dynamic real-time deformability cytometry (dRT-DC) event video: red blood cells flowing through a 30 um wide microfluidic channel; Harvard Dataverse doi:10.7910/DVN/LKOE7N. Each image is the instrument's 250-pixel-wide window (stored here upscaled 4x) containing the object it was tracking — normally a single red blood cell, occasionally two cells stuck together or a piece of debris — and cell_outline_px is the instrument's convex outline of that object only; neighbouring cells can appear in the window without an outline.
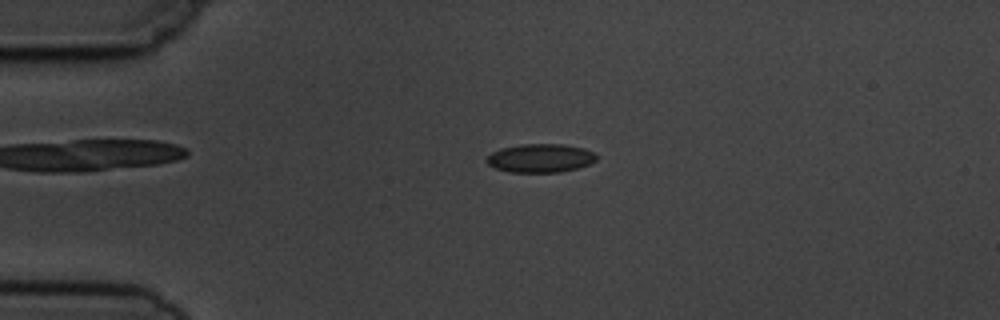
{"species": "common noctule bat (a hibernating species)", "species_latin": "Nyctalus noctula", "temperature_condition": "cold", "stored_images_in_passage": 3, "camera_frame_rate_fps": 3000, "um_per_image_px": 0.085, "animal": {"sex": "male", "body_mass_g": 19.5, "forearm_length_mm": 54.6}, "frame": {"image": 1, "passage_image": 2, "time_ms": 2.0, "image_size_px": [1000, 320], "cell_outline_px": [[600, 156], [596, 160], [588, 164], [576, 168], [560, 172], [512, 172], [496, 168], [488, 164], [488, 156], [492, 152], [500, 148], [520, 144], [564, 144], [584, 148]], "centroid_in_image_um": [45.96, 13.43], "position_along_channel_um": 39.0, "area_um2": 18.21}}